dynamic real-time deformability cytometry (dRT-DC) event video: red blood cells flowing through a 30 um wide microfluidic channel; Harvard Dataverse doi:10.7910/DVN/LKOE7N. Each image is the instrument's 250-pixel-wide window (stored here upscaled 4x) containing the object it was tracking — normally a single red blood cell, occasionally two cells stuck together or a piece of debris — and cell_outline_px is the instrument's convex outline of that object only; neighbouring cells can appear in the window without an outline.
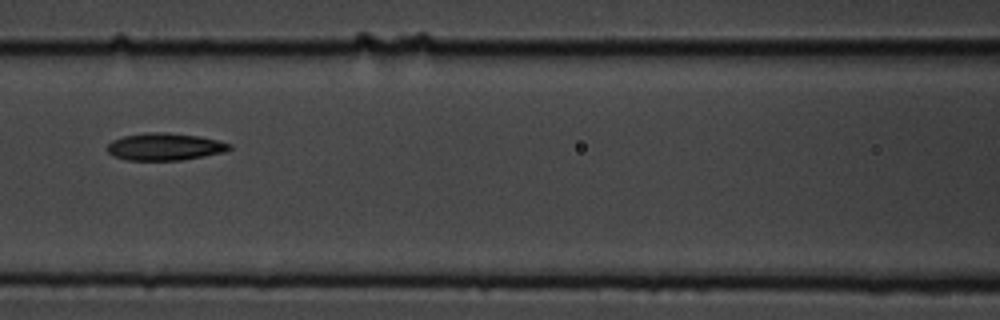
{"species": "common noctule bat (a hibernating species)", "species_latin": "Nyctalus noctula", "temperature_condition": "cold", "stored_images_in_passage": 9, "camera_frame_rate_fps": 3000, "um_per_image_px": 0.085, "animal": {"sex": "male", "body_mass_g": 19.5, "forearm_length_mm": 54.6}, "frame": {"image": 1, "passage_image": 6, "time_ms": 1.667, "image_size_px": [1000, 320], "cell_outline_px": [[232, 148], [224, 152], [204, 156], [180, 160], [128, 160], [112, 156], [108, 152], [108, 144], [112, 140], [124, 136], [148, 132], [160, 132], [200, 136], [232, 144]], "centroid_in_image_um": [14.01, 12.47], "position_along_channel_um": 152.6, "area_um2": 19.31}}
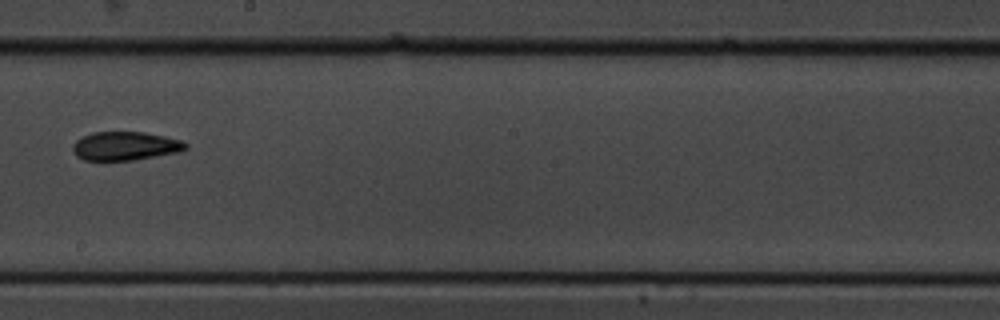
{"frame": {"image": 2, "passage_image": 8, "time_ms": 2.333, "image_size_px": [1000, 320], "cell_outline_px": [[188, 148], [184, 152], [132, 160], [84, 160], [76, 156], [72, 152], [72, 144], [76, 140], [92, 132], [144, 132], [164, 136], [180, 140], [188, 144]], "centroid_in_image_um": [10.67, 12.42], "position_along_channel_um": 237.5, "area_um2": 19.07}}
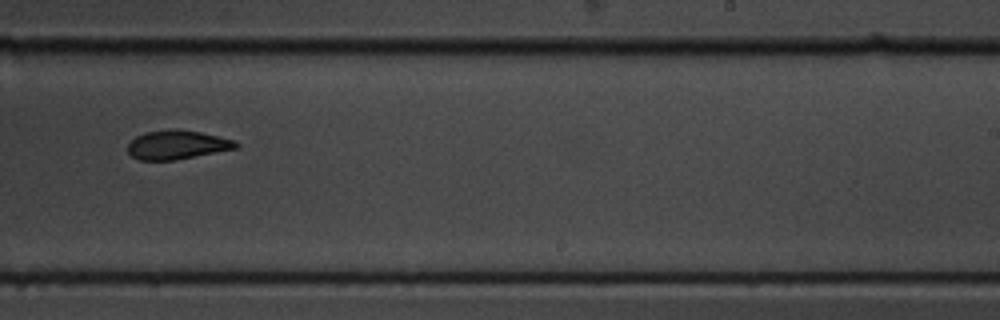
{"frame": {"image": 3, "passage_image": 9, "time_ms": 2.667, "image_size_px": [1000, 320], "cell_outline_px": [[240, 144], [236, 148], [176, 160], [140, 160], [132, 156], [128, 152], [128, 144], [136, 136], [144, 132], [168, 128], [176, 128], [200, 132], [236, 140]], "centroid_in_image_um": [15.04, 12.29], "position_along_channel_um": 274.0, "area_um2": 18.38}}